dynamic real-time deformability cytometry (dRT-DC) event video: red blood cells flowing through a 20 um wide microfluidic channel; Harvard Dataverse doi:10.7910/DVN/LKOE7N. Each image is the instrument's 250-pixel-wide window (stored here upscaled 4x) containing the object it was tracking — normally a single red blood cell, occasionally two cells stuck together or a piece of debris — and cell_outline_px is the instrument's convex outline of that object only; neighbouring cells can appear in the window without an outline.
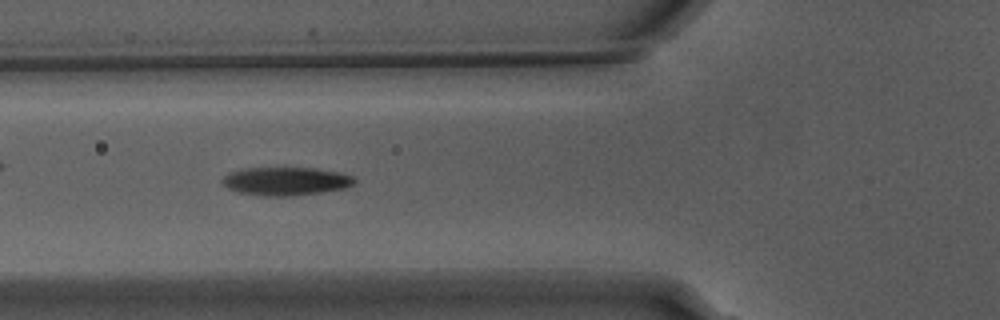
{"species": "Egyptian fruit bat (a non-hibernating species)", "species_latin": "Rousettus aegyptiacus", "temperature_condition": "warm", "stored_images_in_passage": 46, "camera_frame_rate_fps": 3000, "um_per_image_px": 0.085, "animal": {"sex": "male"}, "frame": {"image": 1, "passage_image": 11, "time_ms": 3.333, "image_size_px": [1000, 320], "cell_outline_px": [[356, 180], [352, 184], [344, 188], [320, 192], [292, 196], [264, 196], [240, 192], [228, 188], [224, 184], [224, 176], [240, 168], [316, 168], [340, 172], [352, 176]], "centroid_in_image_um": [24.31, 15.39], "position_along_channel_um": 101.5, "area_um2": 21.5}}
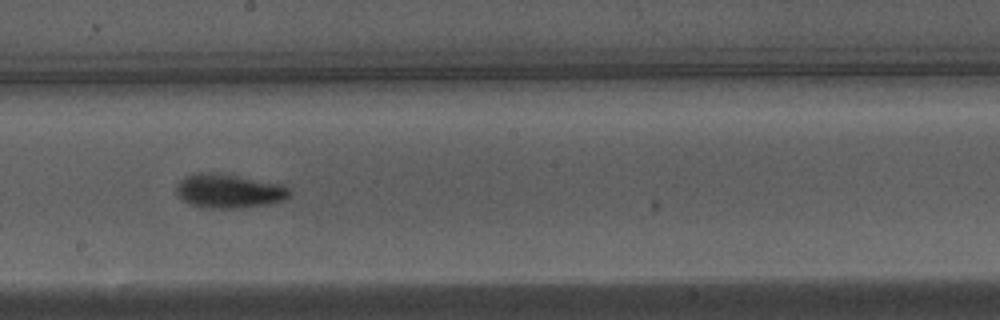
{"frame": {"image": 2, "passage_image": 21, "time_ms": 6.667, "image_size_px": [1000, 320], "cell_outline_px": [[292, 192], [284, 200], [264, 204], [236, 208], [208, 208], [192, 204], [184, 200], [176, 192], [176, 184], [184, 176], [192, 172], [220, 172], [284, 184]], "centroid_in_image_um": [19.45, 16.19], "position_along_channel_um": 228.8, "area_um2": 22.66}}
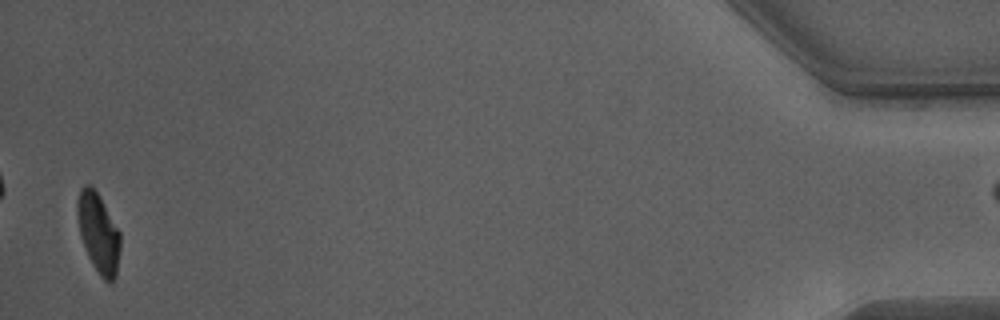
{"frame": {"image": 3, "passage_image": 44, "time_ms": 14.333, "image_size_px": [1000, 320], "cell_outline_px": [[120, 248], [116, 276], [112, 284], [108, 284], [100, 276], [92, 264], [88, 256], [80, 236], [76, 212], [76, 204], [80, 188], [84, 184], [88, 184], [100, 196], [120, 232]], "centroid_in_image_um": [8.36, 19.82], "position_along_channel_um": 426.8, "area_um2": 20.11}}